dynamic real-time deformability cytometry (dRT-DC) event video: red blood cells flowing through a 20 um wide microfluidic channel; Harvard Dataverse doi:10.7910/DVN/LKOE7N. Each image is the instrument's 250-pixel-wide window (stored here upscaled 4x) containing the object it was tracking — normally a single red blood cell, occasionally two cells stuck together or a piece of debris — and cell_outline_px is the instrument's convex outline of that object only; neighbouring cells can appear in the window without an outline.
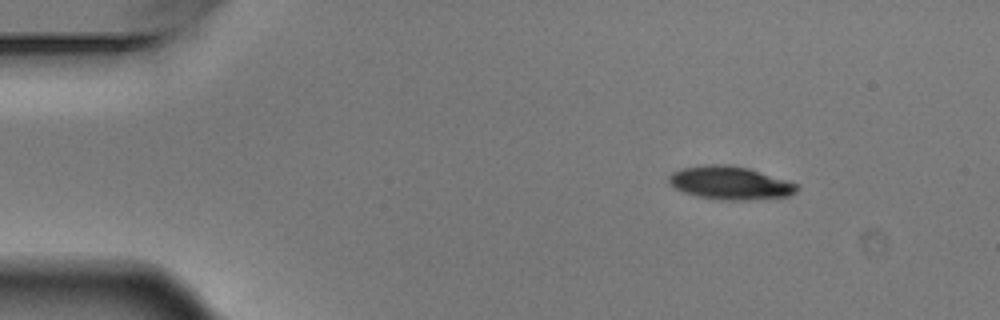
{"species": "Egyptian fruit bat (a non-hibernating species)", "species_latin": "Rousettus aegyptiacus", "temperature_condition": "warm", "stored_images_in_passage": 6, "camera_frame_rate_fps": 3000, "um_per_image_px": 0.085, "animal": {"sex": "male"}, "frame": {"image": 1, "passage_image": 1, "time_ms": 0.0, "image_size_px": [1000, 320], "cell_outline_px": [[800, 188], [796, 192], [788, 196], [744, 200], [720, 200], [696, 196], [684, 192], [676, 188], [668, 180], [668, 176], [672, 172], [680, 168], [704, 164], [732, 164], [748, 168], [796, 184]], "centroid_in_image_um": [62.01, 15.54], "position_along_channel_um": 23.0, "area_um2": 24.68}}
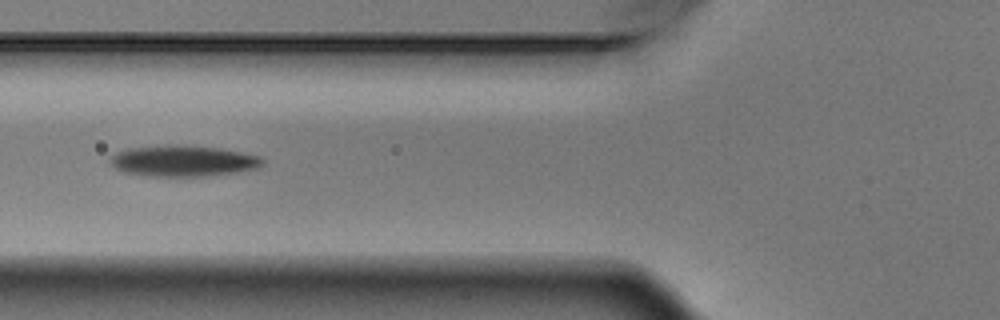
{"frame": {"image": 2, "passage_image": 4, "time_ms": 1.0, "image_size_px": [1000, 320], "cell_outline_px": [[264, 164], [260, 168], [236, 172], [208, 176], [148, 176], [124, 172], [116, 168], [108, 160], [116, 152], [128, 148], [168, 144], [176, 144], [220, 148], [260, 156], [264, 160]], "centroid_in_image_um": [15.58, 13.67], "position_along_channel_um": 110.2, "area_um2": 27.8}}
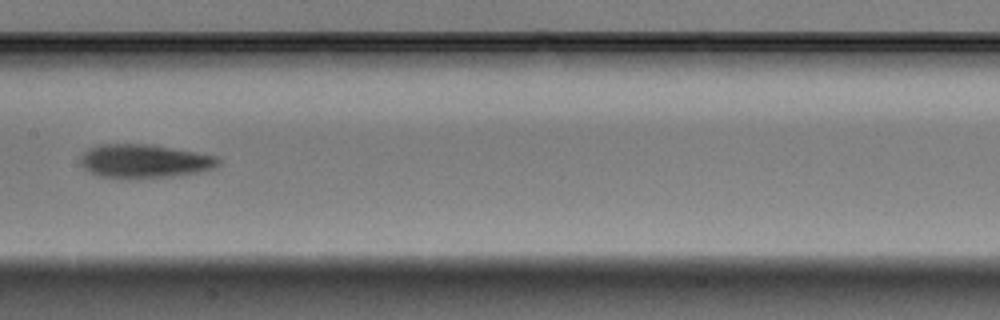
{"frame": {"image": 3, "passage_image": 6, "time_ms": 1.667, "image_size_px": [1000, 320], "cell_outline_px": [[220, 164], [212, 168], [196, 172], [172, 176], [136, 180], [120, 180], [100, 176], [88, 172], [80, 164], [80, 160], [84, 152], [100, 144], [148, 144], [196, 152], [216, 156], [220, 160]], "centroid_in_image_um": [12.22, 13.73], "position_along_channel_um": 195.2, "area_um2": 27.34}}